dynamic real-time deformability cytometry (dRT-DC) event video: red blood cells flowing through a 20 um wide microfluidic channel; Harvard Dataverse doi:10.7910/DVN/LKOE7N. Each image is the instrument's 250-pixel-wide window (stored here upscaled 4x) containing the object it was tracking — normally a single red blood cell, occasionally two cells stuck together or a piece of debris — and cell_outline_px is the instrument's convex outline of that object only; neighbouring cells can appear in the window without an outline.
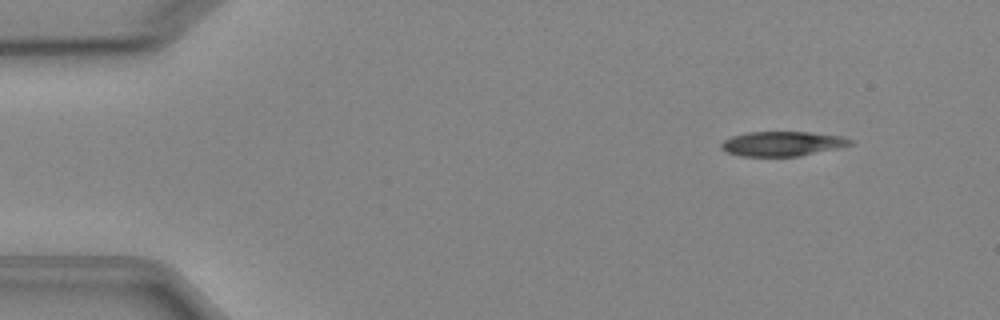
{"species": "Egyptian fruit bat (a non-hibernating species)", "species_latin": "Rousettus aegyptiacus", "temperature_condition": "cold", "stored_images_in_passage": 4, "camera_frame_rate_fps": 3000, "um_per_image_px": 0.085, "animal": {"sex": "female"}, "frame": {"image": 1, "passage_image": 2, "time_ms": 1.333, "image_size_px": [1000, 320], "cell_outline_px": [[856, 140], [852, 144], [840, 148], [800, 156], [740, 156], [728, 152], [720, 148], [720, 144], [724, 140], [732, 136], [748, 132], [808, 132], [844, 136]], "centroid_in_image_um": [66.55, 12.21], "position_along_channel_um": 18.4, "area_um2": 18.73}}
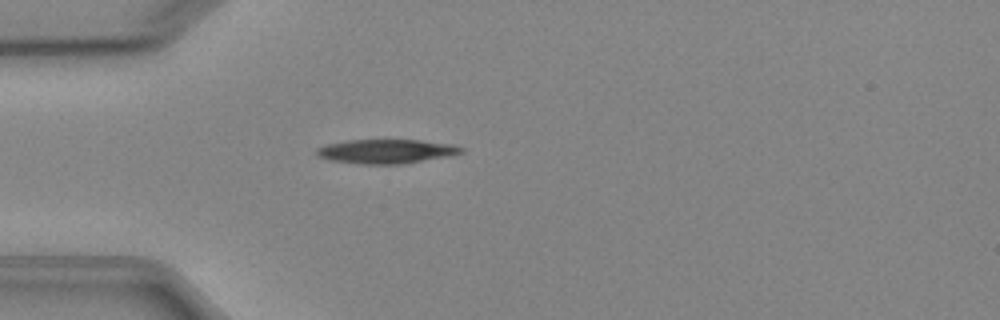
{"frame": {"image": 2, "passage_image": 4, "time_ms": 4.333, "image_size_px": [1000, 320], "cell_outline_px": [[464, 152], [448, 156], [400, 164], [360, 164], [328, 160], [320, 156], [316, 152], [316, 148], [324, 144], [348, 140], [420, 140], [452, 144], [464, 148]], "centroid_in_image_um": [32.81, 12.86], "position_along_channel_um": 52.2, "area_um2": 20.35}}